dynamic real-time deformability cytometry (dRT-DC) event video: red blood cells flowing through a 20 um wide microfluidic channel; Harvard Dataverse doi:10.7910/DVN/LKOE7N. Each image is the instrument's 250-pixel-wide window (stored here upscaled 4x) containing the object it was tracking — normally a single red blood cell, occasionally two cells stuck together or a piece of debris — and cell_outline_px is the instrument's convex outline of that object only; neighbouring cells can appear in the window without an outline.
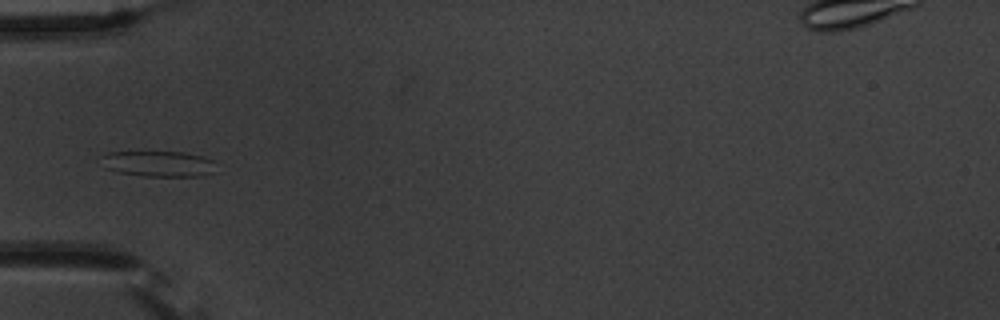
{"species": "common noctule bat (a hibernating species)", "species_latin": "Nyctalus noctula", "temperature_condition": "warm", "stored_images_in_passage": 38, "camera_frame_rate_fps": 3000, "um_per_image_px": 0.085, "animal": {"sex": "male", "body_mass_g": 20.1, "forearm_length_mm": 53.5}, "frame": {"image": 1, "passage_image": 1, "time_ms": 0.0, "image_size_px": [1000, 320], "cell_outline_px": [[216, 160], [212, 172], [200, 176], [144, 176], [116, 172], [104, 168], [100, 156], [108, 152], [184, 152], [204, 156]], "centroid_in_image_um": [13.45, 13.91], "position_along_channel_um": 71.6, "area_um2": 17.4}}
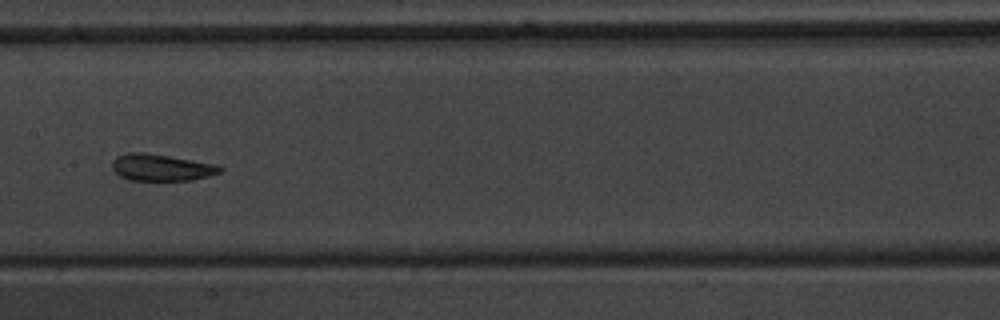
{"frame": {"image": 2, "passage_image": 11, "time_ms": 3.333, "image_size_px": [1000, 320], "cell_outline_px": [[224, 168], [220, 172], [208, 176], [192, 180], [128, 180], [120, 176], [112, 168], [112, 160], [116, 156], [128, 152], [144, 152], [216, 164]], "centroid_in_image_um": [13.68, 14.23], "position_along_channel_um": 193.7, "area_um2": 16.76}}
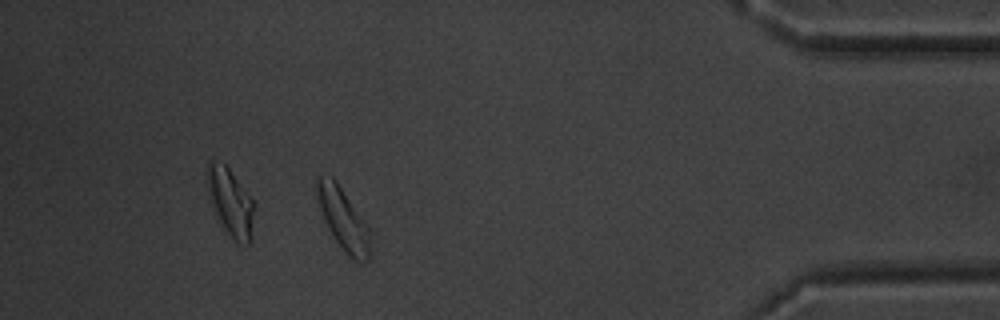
{"frame": {"image": 3, "passage_image": 32, "time_ms": 10.333, "image_size_px": [1000, 320], "cell_outline_px": [[372, 236], [368, 260], [360, 264], [352, 260], [344, 252], [328, 228], [324, 220], [320, 208], [316, 192], [316, 176], [332, 176], [336, 180], [364, 220]], "centroid_in_image_um": [29.19, 18.66], "position_along_channel_um": 406.0, "area_um2": 19.31}, "authors_computed_cell_mechanics": {"area_um2": 17.1377, "velocity_mm_per_s": 3.6599, "shape_relaxation_time_tau1_ms": 3.591, "shape_relaxation_time_tau2_ms": 2.4843, "deformation_change_tau1": 0.0946, "deformation_change_tau2": 0.0877}}